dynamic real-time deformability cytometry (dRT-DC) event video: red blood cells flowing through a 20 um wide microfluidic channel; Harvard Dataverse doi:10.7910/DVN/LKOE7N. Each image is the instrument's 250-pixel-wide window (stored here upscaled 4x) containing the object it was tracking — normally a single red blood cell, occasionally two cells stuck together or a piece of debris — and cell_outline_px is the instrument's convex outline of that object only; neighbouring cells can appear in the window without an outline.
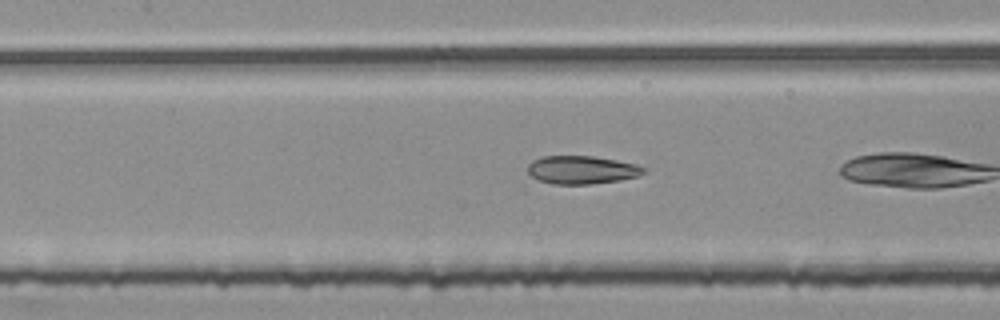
{"species": "common noctule bat (a hibernating species)", "species_latin": "Nyctalus noctula", "temperature_condition": "room temperature", "stored_images_in_passage": 12, "camera_frame_rate_fps": 3000, "um_per_image_px": 0.085, "animal": {"sex": "female", "body_mass_g": 25.1}, "frame": {"image": 1, "passage_image": 7, "time_ms": 2.0, "image_size_px": [1000, 320], "cell_outline_px": [[648, 172], [636, 176], [620, 180], [588, 184], [552, 184], [540, 180], [532, 176], [528, 172], [528, 164], [532, 160], [540, 156], [592, 156], [616, 160], [636, 164], [648, 168]], "centroid_in_image_um": [49.47, 14.43], "position_along_channel_um": 157.9, "area_um2": 19.07}}
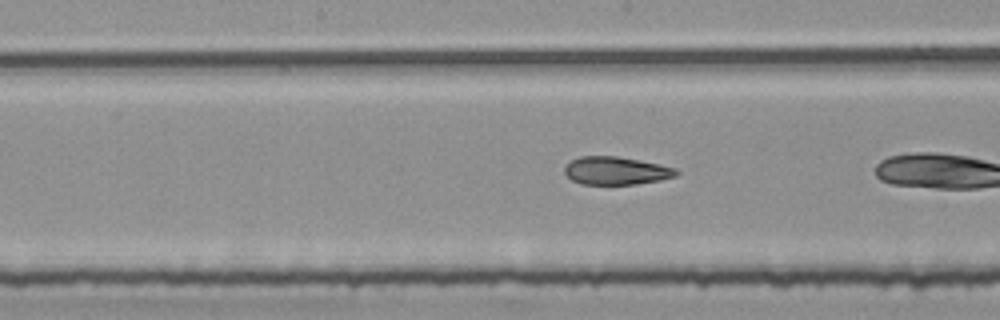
{"frame": {"image": 2, "passage_image": 10, "time_ms": 3.0, "image_size_px": [1000, 320], "cell_outline_px": [[680, 172], [676, 176], [660, 180], [636, 184], [580, 184], [572, 180], [564, 172], [564, 168], [572, 160], [580, 156], [616, 156], [640, 160], [660, 164], [676, 168]], "centroid_in_image_um": [52.39, 14.51], "position_along_channel_um": 195.8, "area_um2": 18.21}}